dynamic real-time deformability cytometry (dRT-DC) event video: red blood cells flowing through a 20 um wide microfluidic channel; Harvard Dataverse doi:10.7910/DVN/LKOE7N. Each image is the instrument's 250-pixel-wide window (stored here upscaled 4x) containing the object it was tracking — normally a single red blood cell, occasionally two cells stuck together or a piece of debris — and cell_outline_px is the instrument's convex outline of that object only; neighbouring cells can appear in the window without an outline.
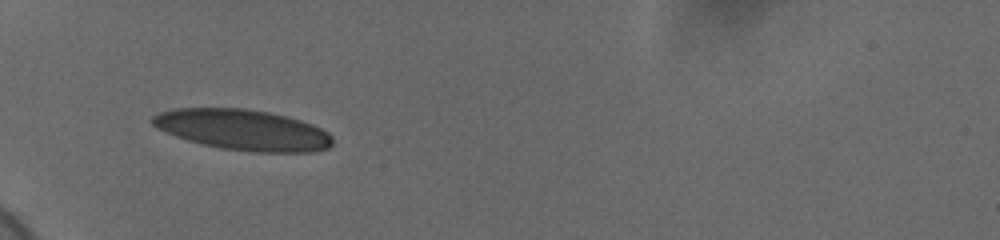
{"species": "human", "species_latin": "Homo sapiens", "temperature_condition": "cold", "stored_images_in_passage": 17, "camera_frame_rate_fps": 3000, "um_per_image_px": 0.085, "donor": {"sex": "female"}, "frame": {"image": 1, "passage_image": 1, "time_ms": 0.0, "image_size_px": [1000, 240], "cell_outline_px": [[332, 144], [328, 148], [312, 152], [256, 152], [220, 148], [200, 144], [176, 136], [152, 124], [152, 116], [160, 112], [176, 108], [248, 108], [288, 116], [312, 124], [328, 132], [332, 136]], "centroid_in_image_um": [20.68, 11.03], "position_along_channel_um": 64.3, "area_um2": 42.66}}
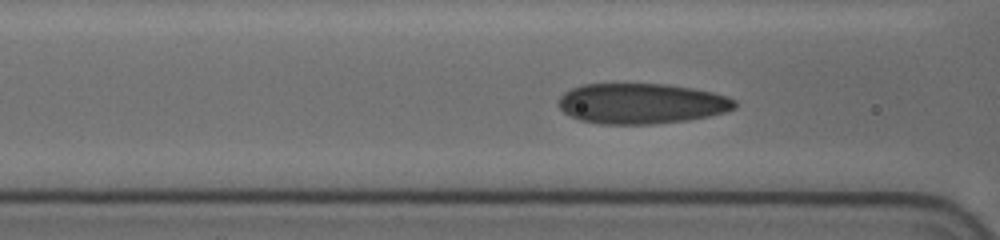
{"frame": {"image": 2, "passage_image": 11, "time_ms": 1.667, "image_size_px": [1000, 240], "cell_outline_px": [[736, 108], [724, 112], [708, 116], [688, 120], [652, 124], [600, 124], [580, 120], [564, 112], [556, 104], [556, 100], [564, 92], [572, 88], [584, 84], [668, 84], [692, 88], [712, 92], [728, 96], [736, 100]], "centroid_in_image_um": [54.51, 8.8], "position_along_channel_um": 112.1, "area_um2": 41.73}}
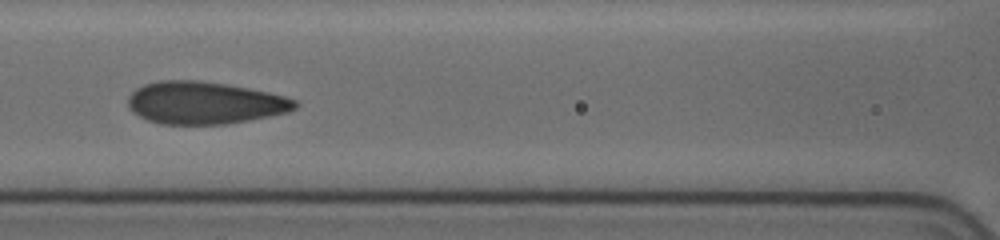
{"frame": {"image": 3, "passage_image": 16, "time_ms": 2.667, "image_size_px": [1000, 240], "cell_outline_px": [[300, 104], [296, 108], [288, 112], [248, 120], [224, 124], [160, 124], [148, 120], [132, 112], [128, 108], [128, 96], [136, 88], [144, 84], [160, 80], [200, 80], [228, 84], [268, 92], [284, 96], [296, 100]], "centroid_in_image_um": [17.37, 8.73], "position_along_channel_um": 149.2, "area_um2": 41.38}}